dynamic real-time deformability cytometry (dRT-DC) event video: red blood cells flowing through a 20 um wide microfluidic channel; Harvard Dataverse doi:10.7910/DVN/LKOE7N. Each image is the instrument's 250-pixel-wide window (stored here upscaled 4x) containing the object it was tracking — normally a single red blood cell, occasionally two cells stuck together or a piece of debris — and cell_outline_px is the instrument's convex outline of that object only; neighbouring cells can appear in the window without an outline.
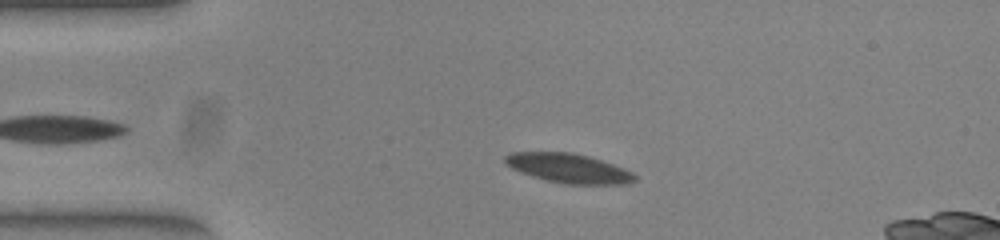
{"species": "common noctule bat (a hibernating species)", "species_latin": "Nyctalus noctula", "temperature_condition": "warm", "stored_images_in_passage": 45, "camera_frame_rate_fps": 3000, "um_per_image_px": 0.085, "animal": {"sex": "female", "body_mass_g": 23.0, "forearm_length_mm": 53.4}, "frame": {"image": 1, "passage_image": 8, "time_ms": 2.333, "image_size_px": [1000, 240], "cell_outline_px": [[636, 180], [628, 184], [564, 184], [548, 180], [520, 172], [512, 168], [504, 160], [504, 156], [512, 152], [572, 152], [588, 156], [624, 168], [632, 172], [636, 176]], "centroid_in_image_um": [48.35, 14.3], "position_along_channel_um": 36.6, "area_um2": 21.96}}
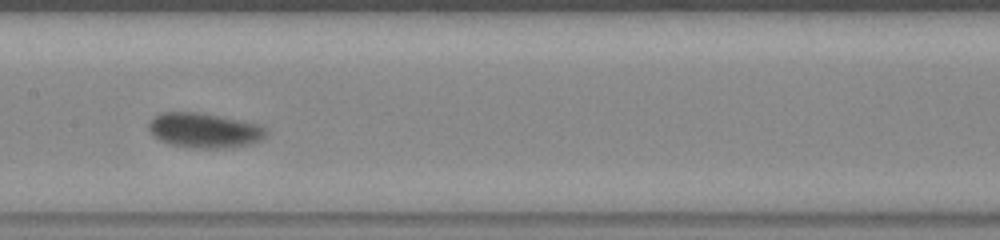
{"frame": {"image": 2, "passage_image": 23, "time_ms": 7.333, "image_size_px": [1000, 240], "cell_outline_px": [[268, 132], [260, 140], [252, 144], [232, 148], [192, 148], [172, 144], [160, 140], [148, 128], [148, 124], [160, 112], [192, 112], [216, 116], [256, 124], [264, 128]], "centroid_in_image_um": [17.37, 11.1], "position_along_channel_um": 190.0, "area_um2": 23.35}}
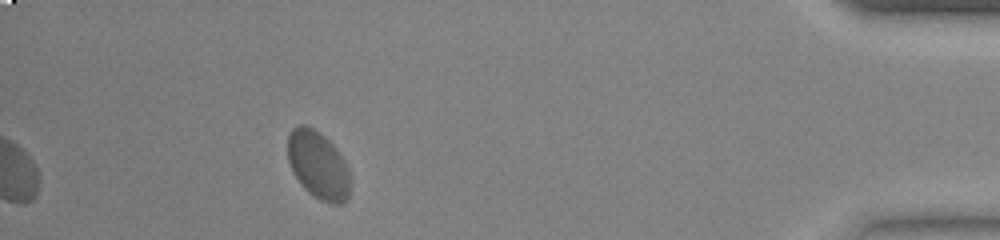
{"frame": {"image": 3, "passage_image": 45, "time_ms": 14.667, "image_size_px": [1000, 240], "cell_outline_px": [[352, 184], [348, 200], [340, 204], [332, 204], [320, 200], [308, 192], [300, 184], [292, 172], [288, 160], [288, 136], [292, 128], [300, 124], [304, 124], [320, 132], [332, 144], [344, 160], [348, 168]], "centroid_in_image_um": [27.06, 14.06], "position_along_channel_um": 408.1, "area_um2": 25.03}, "authors_computed_cell_mechanics": {"area_um2": 22.831, "velocity_mm_per_s": 3.7696, "shape_relaxation_time_tau1_ms": 1.8508, "shape_relaxation_time_tau2_ms": null, "deformation_change_tau1": 0.0976, "deformation_change_tau2": null}}